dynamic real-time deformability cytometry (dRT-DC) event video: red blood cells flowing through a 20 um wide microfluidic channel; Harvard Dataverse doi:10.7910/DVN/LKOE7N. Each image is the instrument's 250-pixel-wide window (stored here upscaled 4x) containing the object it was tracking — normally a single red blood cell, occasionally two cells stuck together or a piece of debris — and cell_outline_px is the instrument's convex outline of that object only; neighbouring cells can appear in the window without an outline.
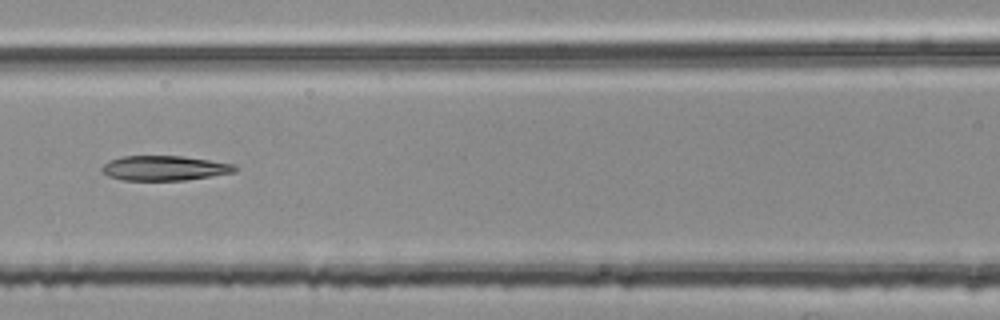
{"species": "common noctule bat (a hibernating species)", "species_latin": "Nyctalus noctula", "temperature_condition": "room temperature", "stored_images_in_passage": 6, "camera_frame_rate_fps": 3000, "um_per_image_px": 0.085, "animal": {"sex": "female", "body_mass_g": 25.1}, "frame": {"image": 1, "passage_image": 6, "time_ms": 1.667, "image_size_px": [1000, 320], "cell_outline_px": [[236, 172], [184, 180], [124, 180], [108, 176], [100, 168], [108, 160], [124, 156], [184, 156], [232, 164], [236, 168]], "centroid_in_image_um": [13.94, 14.28], "position_along_channel_um": 152.7, "area_um2": 19.02}}